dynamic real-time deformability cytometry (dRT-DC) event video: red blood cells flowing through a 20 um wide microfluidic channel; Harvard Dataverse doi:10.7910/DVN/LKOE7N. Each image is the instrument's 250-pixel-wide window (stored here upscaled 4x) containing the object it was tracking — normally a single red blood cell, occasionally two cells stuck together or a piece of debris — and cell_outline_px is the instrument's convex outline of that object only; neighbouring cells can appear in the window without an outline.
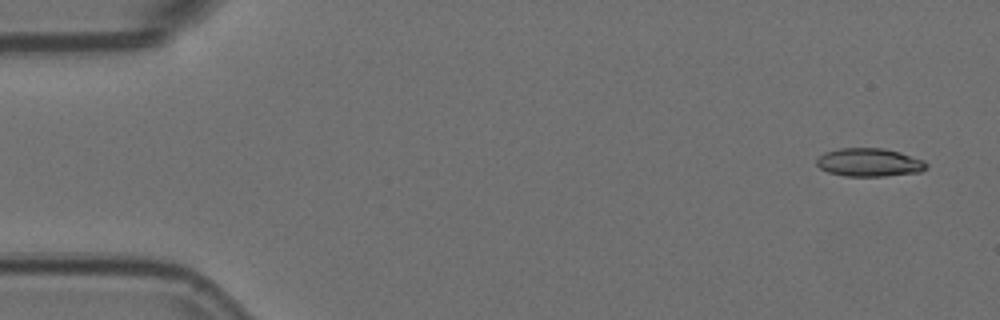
{"species": "Egyptian fruit bat (a non-hibernating species)", "species_latin": "Rousettus aegyptiacus", "temperature_condition": "room temperature", "stored_images_in_passage": 6, "camera_frame_rate_fps": 3000, "um_per_image_px": 0.085, "animal": {"sex": "female"}, "frame": {"image": 1, "passage_image": 1, "time_ms": 0.0, "image_size_px": [1000, 320], "cell_outline_px": [[928, 168], [920, 172], [884, 176], [844, 176], [828, 172], [820, 168], [816, 164], [816, 160], [824, 152], [840, 148], [884, 148], [900, 152], [924, 160], [928, 164]], "centroid_in_image_um": [73.9, 13.8], "position_along_channel_um": 11.1, "area_um2": 18.21}}